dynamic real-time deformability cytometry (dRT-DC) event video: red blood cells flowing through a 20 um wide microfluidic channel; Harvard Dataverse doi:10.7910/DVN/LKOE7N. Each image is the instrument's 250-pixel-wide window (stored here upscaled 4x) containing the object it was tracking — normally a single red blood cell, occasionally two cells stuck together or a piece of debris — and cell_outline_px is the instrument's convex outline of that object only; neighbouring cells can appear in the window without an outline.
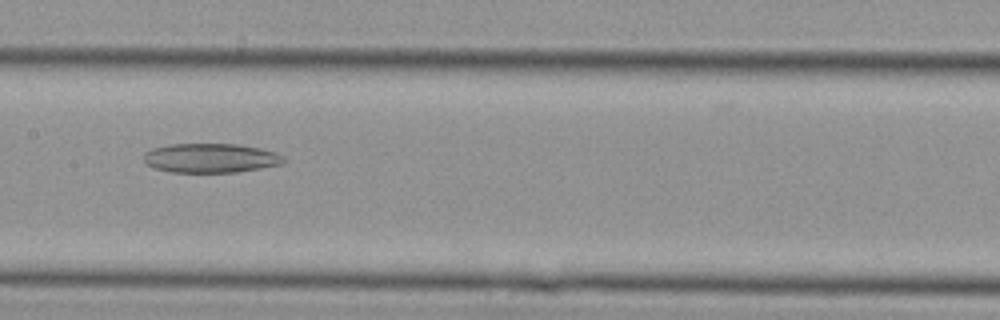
{"species": "Egyptian fruit bat (a non-hibernating species)", "species_latin": "Rousettus aegyptiacus", "temperature_condition": "cold", "stored_images_in_passage": 24, "camera_frame_rate_fps": 3000, "um_per_image_px": 0.085, "animal": {"sex": "female"}, "frame": {"image": 1, "passage_image": 10, "time_ms": 3.0, "image_size_px": [1000, 320], "cell_outline_px": [[284, 164], [236, 172], [172, 172], [156, 168], [148, 164], [144, 160], [144, 152], [152, 148], [168, 144], [236, 144], [260, 148], [276, 152], [284, 156]], "centroid_in_image_um": [17.92, 13.43], "position_along_channel_um": 189.5, "area_um2": 23.87}}
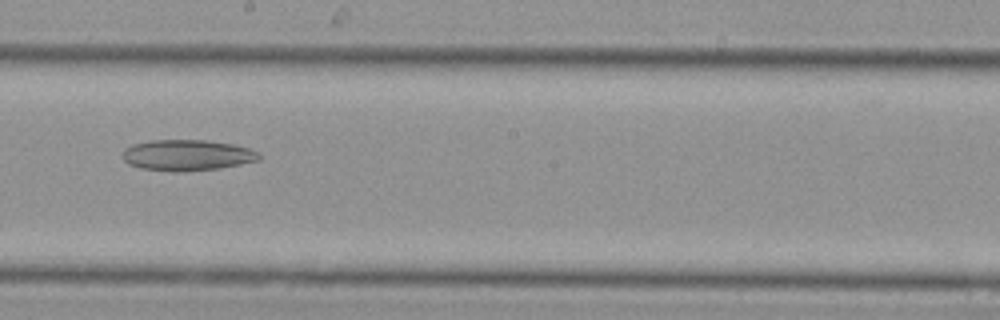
{"frame": {"image": 2, "passage_image": 12, "time_ms": 3.667, "image_size_px": [1000, 320], "cell_outline_px": [[260, 160], [220, 168], [140, 168], [128, 164], [124, 160], [124, 148], [132, 144], [152, 140], [208, 140], [236, 144], [260, 152]], "centroid_in_image_um": [15.97, 13.12], "position_along_channel_um": 232.2, "area_um2": 23.58}}
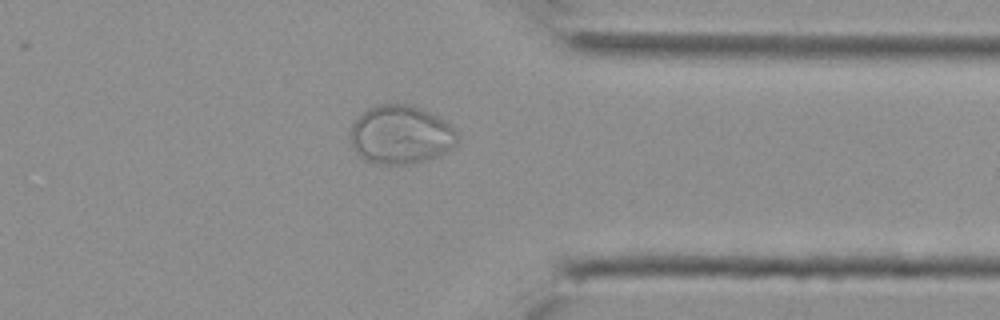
{"frame": {"image": 3, "passage_image": 19, "time_ms": 6.0, "image_size_px": [1000, 320], "cell_outline_px": [[456, 144], [444, 152], [436, 156], [412, 164], [376, 164], [360, 156], [356, 152], [352, 144], [348, 132], [352, 124], [368, 108], [376, 104], [408, 104], [420, 108], [452, 124], [456, 128]], "centroid_in_image_um": [34.04, 11.44], "position_along_channel_um": 377.4, "area_um2": 36.41}}